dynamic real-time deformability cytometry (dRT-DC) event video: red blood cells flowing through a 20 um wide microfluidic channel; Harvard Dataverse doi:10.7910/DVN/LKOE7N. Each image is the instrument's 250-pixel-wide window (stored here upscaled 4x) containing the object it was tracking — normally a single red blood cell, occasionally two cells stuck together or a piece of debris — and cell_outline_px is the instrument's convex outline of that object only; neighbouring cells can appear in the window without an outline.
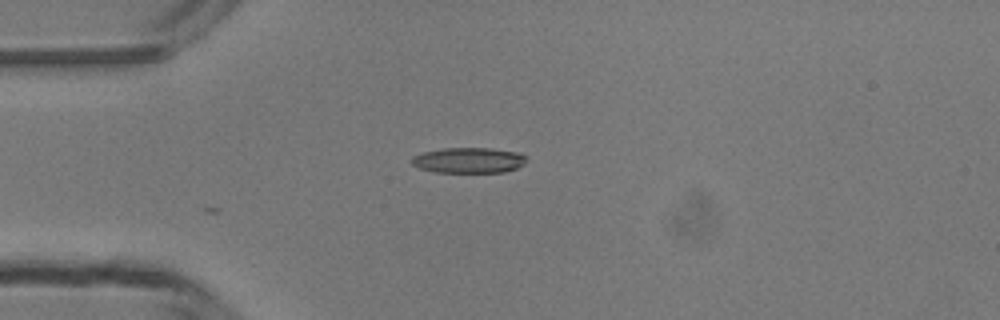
{"species": "common noctule bat (a hibernating species)", "species_latin": "Nyctalus noctula", "temperature_condition": "room temperature", "stored_images_in_passage": 2, "camera_frame_rate_fps": 3000, "um_per_image_px": 0.085, "animal": {"sex": "male", "body_mass_g": 13.3}, "frame": {"image": 1, "passage_image": 2, "time_ms": 0.333, "image_size_px": [1000, 320], "cell_outline_px": [[524, 164], [516, 168], [504, 172], [436, 172], [420, 168], [412, 164], [412, 156], [424, 152], [444, 148], [488, 148], [516, 152], [524, 156]], "centroid_in_image_um": [39.81, 13.62], "position_along_channel_um": 45.2, "area_um2": 16.76}}